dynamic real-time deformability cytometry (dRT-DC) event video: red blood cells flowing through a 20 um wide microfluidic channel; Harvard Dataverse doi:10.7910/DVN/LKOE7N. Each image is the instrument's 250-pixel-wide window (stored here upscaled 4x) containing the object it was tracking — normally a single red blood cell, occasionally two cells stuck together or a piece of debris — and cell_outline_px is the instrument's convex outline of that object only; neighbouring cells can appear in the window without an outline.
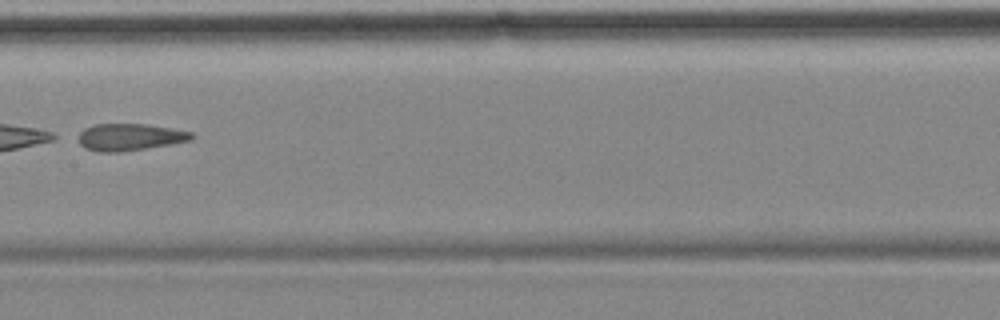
{"species": "common noctule bat (a hibernating species)", "species_latin": "Nyctalus noctula", "temperature_condition": "cold", "stored_images_in_passage": 4, "camera_frame_rate_fps": 3000, "um_per_image_px": 0.085, "animal": {"sex": "female", "body_mass_g": 18.4}, "frame": {"image": 1, "passage_image": 4, "time_ms": 3.667, "image_size_px": [1000, 320], "cell_outline_px": [[196, 136], [192, 140], [172, 144], [120, 152], [100, 152], [84, 148], [80, 144], [80, 132], [84, 128], [96, 124], [148, 124], [172, 128], [192, 132]], "centroid_in_image_um": [11.08, 11.65], "position_along_channel_um": 196.3, "area_um2": 17.86}}